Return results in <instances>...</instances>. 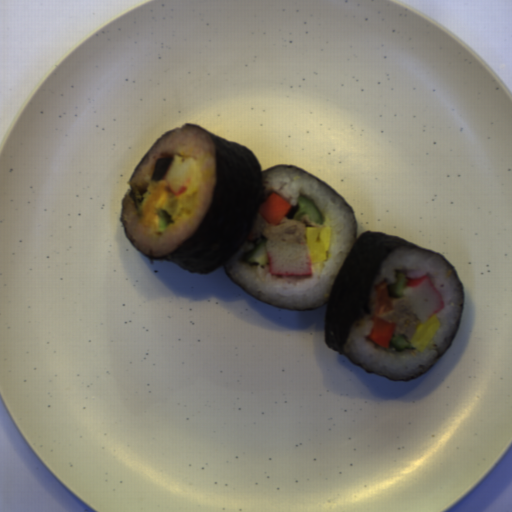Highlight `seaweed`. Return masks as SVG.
Wrapping results in <instances>:
<instances>
[{"label":"seaweed","instance_id":"obj_1","mask_svg":"<svg viewBox=\"0 0 512 512\" xmlns=\"http://www.w3.org/2000/svg\"><path fill=\"white\" fill-rule=\"evenodd\" d=\"M178 128H196L203 131L210 139L215 148L216 159V174L214 189L209 201V204L198 223L193 234L187 238L176 249L167 252L162 256H153L141 252L137 246L131 241L125 232L122 210L123 200L121 203V210L119 221L125 236L136 249L138 253L149 259L150 261H171L180 268L192 272L194 274L208 275L213 272L218 266H222L227 277L240 288L230 277L226 263L229 259L237 253L248 241H246L253 225L258 218V212L261 207L263 185L261 178L263 175L274 168H295L300 172L315 179L323 184L338 197H340L346 205L350 208L354 218V212L345 199L339 195L330 186L322 182L314 175L306 172L297 166L277 165L266 170H261L258 159L255 155L247 149L244 145L226 140L217 136L195 124H183L176 128L166 131L162 134L146 151L140 161L137 163L130 179L135 176L145 157L150 149L165 135L175 132ZM356 227V242L344 259L339 272L335 278L331 295L327 302L321 306L310 308L303 311H313L326 306L325 318V331L324 341L325 345L332 348L348 361L353 363L343 352V343L352 327L361 317L370 314L369 299L372 283L379 275L380 265L388 253L394 251L399 247H420L428 251L437 253L443 260H445L452 268L462 290V282L459 275L450 263L438 251L428 249L402 238L391 236L388 234L364 231L357 236V223ZM243 290L242 288H240ZM246 292L245 290H243ZM259 302L280 308L278 306L261 301L250 293L246 292ZM465 296L463 290V307L464 310ZM283 309V308H280ZM293 310V309H287ZM301 311L302 310H294ZM462 318V315H461ZM458 323L456 332L448 349L436 360V362L428 369L434 367L438 361L449 350L460 326ZM367 373L374 374L383 378L393 381L395 380L367 369L360 367ZM427 370V371H428ZM426 371V372H427ZM425 372V373H426ZM424 374V373H423ZM421 374V375H423ZM419 375V376H421ZM417 376V377H419ZM414 377L407 381L416 379Z\"/></svg>","mask_w":512,"mask_h":512}]
</instances>
